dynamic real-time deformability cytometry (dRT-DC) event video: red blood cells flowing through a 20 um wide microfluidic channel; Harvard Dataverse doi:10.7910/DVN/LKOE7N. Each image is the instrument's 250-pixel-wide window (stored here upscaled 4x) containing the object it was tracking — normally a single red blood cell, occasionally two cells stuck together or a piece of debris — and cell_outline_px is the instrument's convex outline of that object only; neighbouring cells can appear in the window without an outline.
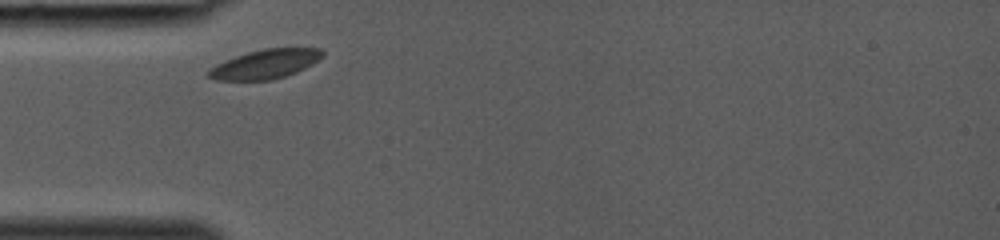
{"species": "common noctule bat (a hibernating species)", "species_latin": "Nyctalus noctula", "temperature_condition": "room temperature", "stored_images_in_passage": 23, "camera_frame_rate_fps": 3000, "um_per_image_px": 0.085, "animal": {"sex": "female", "body_mass_g": 19.0, "forearm_length_mm": 53.3}, "frame": {"image": 1, "passage_image": 1, "time_ms": 0.0, "image_size_px": [1000, 240], "cell_outline_px": [[324, 56], [312, 64], [296, 72], [272, 80], [216, 80], [208, 76], [208, 72], [216, 64], [224, 60], [248, 52], [264, 48], [324, 48]], "centroid_in_image_um": [22.58, 5.44], "position_along_channel_um": 62.4, "area_um2": 19.31}}
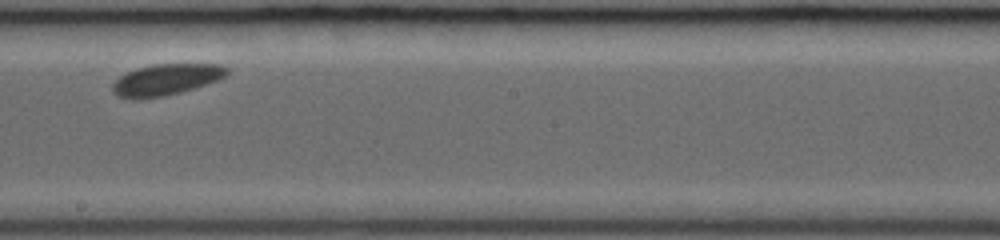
{"frame": {"image": 2, "passage_image": 12, "time_ms": 3.667, "image_size_px": [1000, 240], "cell_outline_px": [[228, 72], [224, 76], [216, 80], [180, 92], [164, 96], [132, 100], [116, 96], [112, 92], [112, 84], [120, 76], [136, 68], [156, 64], [220, 64], [228, 68]], "centroid_in_image_um": [14.04, 6.78], "position_along_channel_um": 234.2, "area_um2": 20.69}}
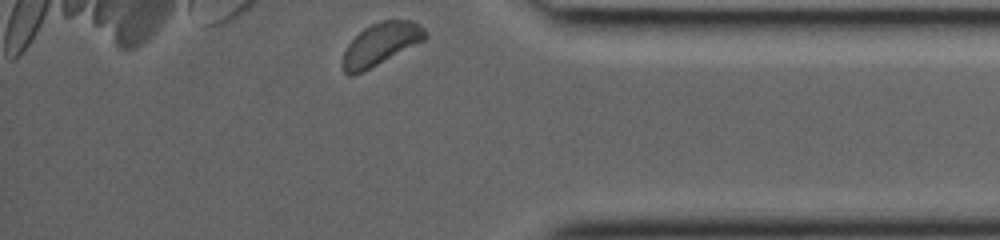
{"frame": {"image": 3, "passage_image": 23, "time_ms": 7.333, "image_size_px": [1000, 240], "cell_outline_px": [[428, 36], [424, 40], [364, 72], [352, 76], [348, 76], [344, 72], [344, 52], [348, 44], [364, 28], [380, 20], [412, 20], [420, 24], [424, 28]], "centroid_in_image_um": [32.38, 3.74], "position_along_channel_um": 402.8, "area_um2": 20.23}}